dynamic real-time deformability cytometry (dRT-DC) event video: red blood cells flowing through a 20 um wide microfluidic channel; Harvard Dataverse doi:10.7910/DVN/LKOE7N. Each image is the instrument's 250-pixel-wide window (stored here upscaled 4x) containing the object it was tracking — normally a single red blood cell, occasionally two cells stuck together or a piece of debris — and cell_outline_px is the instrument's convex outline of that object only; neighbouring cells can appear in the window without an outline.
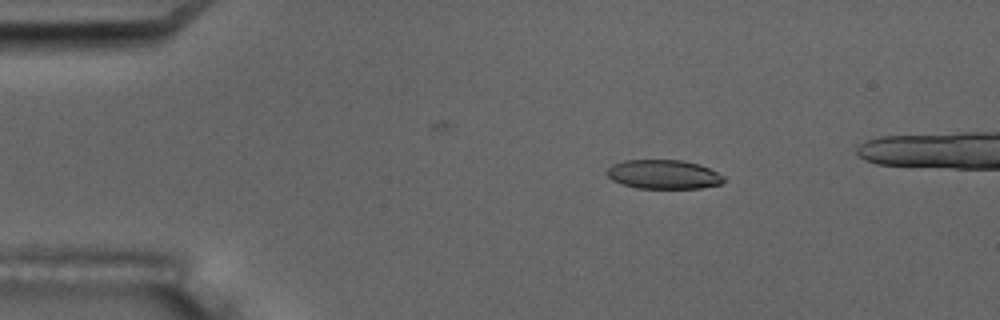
{"species": "common noctule bat (a hibernating species)", "species_latin": "Nyctalus noctula", "temperature_condition": "room temperature", "stored_images_in_passage": 5, "camera_frame_rate_fps": 3000, "um_per_image_px": 0.085, "animal": {"sex": "male", "body_mass_g": 17.5, "forearm_length_mm": 52.3}, "frame": {"image": 1, "passage_image": 2, "time_ms": 1.0, "image_size_px": [1000, 320], "cell_outline_px": [[724, 180], [720, 184], [700, 188], [636, 188], [612, 180], [604, 172], [612, 164], [624, 160], [680, 160], [700, 164], [724, 176]], "centroid_in_image_um": [56.37, 14.82], "position_along_channel_um": 28.6, "area_um2": 19.77}}